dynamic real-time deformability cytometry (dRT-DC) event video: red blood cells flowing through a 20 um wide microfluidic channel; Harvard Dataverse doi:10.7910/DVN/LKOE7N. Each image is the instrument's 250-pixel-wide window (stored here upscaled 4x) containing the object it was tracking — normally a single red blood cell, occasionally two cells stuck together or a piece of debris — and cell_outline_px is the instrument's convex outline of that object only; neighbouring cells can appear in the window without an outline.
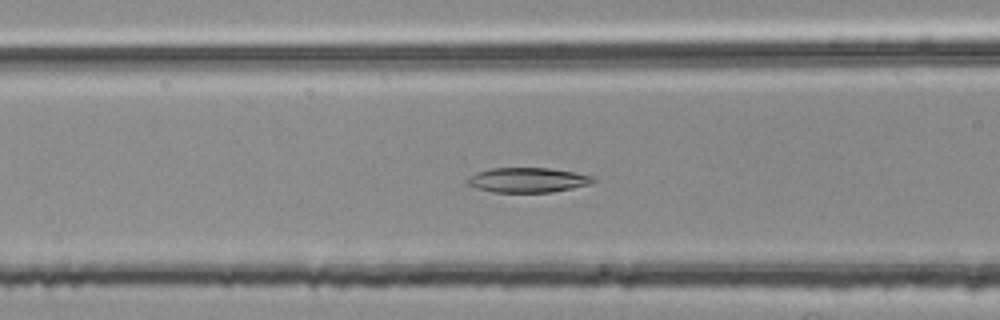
{"species": "common noctule bat (a hibernating species)", "species_latin": "Nyctalus noctula", "temperature_condition": "room temperature", "stored_images_in_passage": 40, "camera_frame_rate_fps": 3000, "um_per_image_px": 0.085, "animal": {"sex": "female", "body_mass_g": 25.1}, "frame": {"image": 1, "passage_image": 8, "time_ms": 2.333, "image_size_px": [1000, 320], "cell_outline_px": [[596, 180], [588, 184], [572, 188], [548, 192], [492, 192], [476, 188], [468, 184], [464, 180], [468, 176], [476, 172], [488, 168], [552, 168], [596, 176]], "centroid_in_image_um": [44.81, 15.29], "position_along_channel_um": 121.8, "area_um2": 18.32}}
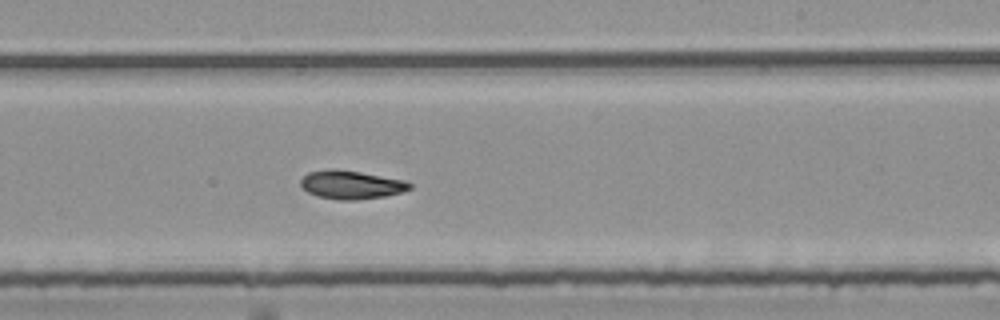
{"frame": {"image": 2, "passage_image": 19, "time_ms": 6.0, "image_size_px": [1000, 320], "cell_outline_px": [[412, 188], [400, 192], [384, 196], [356, 200], [336, 200], [316, 196], [308, 192], [300, 184], [300, 180], [308, 172], [328, 168], [332, 168], [360, 172], [404, 180], [412, 184]], "centroid_in_image_um": [29.82, 15.7], "position_along_channel_um": 259.2, "area_um2": 18.09}}
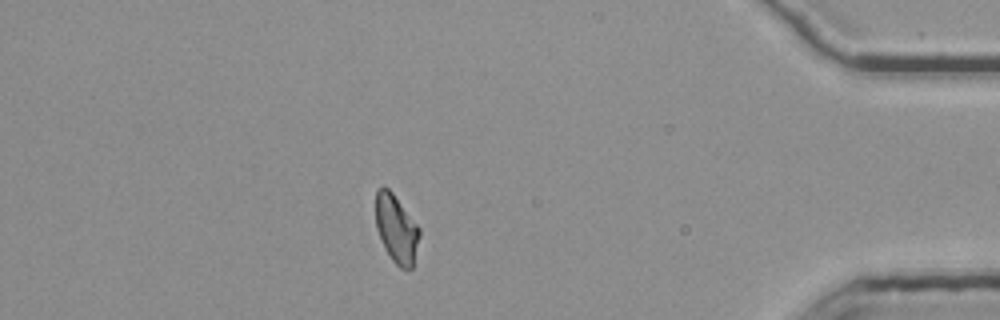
{"frame": {"image": 3, "passage_image": 34, "time_ms": 11.0, "image_size_px": [1000, 320], "cell_outline_px": [[420, 236], [412, 268], [400, 268], [392, 260], [384, 248], [376, 228], [376, 188], [388, 188], [392, 192], [420, 228]], "centroid_in_image_um": [33.69, 19.46], "position_along_channel_um": 401.5, "area_um2": 17.22}, "authors_computed_cell_mechanics": {"area_um2": 17.8313, "velocity_mm_per_s": 3.7583, "shape_relaxation_time_tau1_ms": 8.3717, "shape_relaxation_time_tau2_ms": null, "deformation_change_tau1": 0.1797, "deformation_change_tau2": null}}